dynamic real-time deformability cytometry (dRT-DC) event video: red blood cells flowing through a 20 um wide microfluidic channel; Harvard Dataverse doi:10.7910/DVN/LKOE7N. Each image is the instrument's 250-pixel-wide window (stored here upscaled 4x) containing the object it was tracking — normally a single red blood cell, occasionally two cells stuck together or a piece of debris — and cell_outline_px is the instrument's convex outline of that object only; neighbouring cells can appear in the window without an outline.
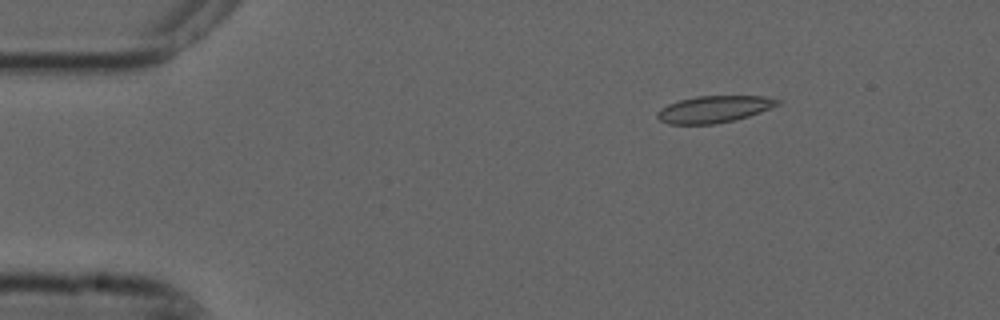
{"species": "common noctule bat (a hibernating species)", "species_latin": "Nyctalus noctula", "temperature_condition": "cold", "stored_images_in_passage": 3, "camera_frame_rate_fps": 3000, "um_per_image_px": 0.085, "animal": {"sex": "male", "forearm_length_mm": 52.5}, "frame": {"image": 1, "passage_image": 1, "time_ms": 0.0, "image_size_px": [1000, 320], "cell_outline_px": [[780, 104], [760, 112], [748, 116], [716, 124], [668, 124], [660, 120], [656, 116], [656, 112], [660, 108], [668, 104], [680, 100], [696, 96], [764, 96], [780, 100]], "centroid_in_image_um": [60.66, 9.28], "position_along_channel_um": 24.3, "area_um2": 18.73}}